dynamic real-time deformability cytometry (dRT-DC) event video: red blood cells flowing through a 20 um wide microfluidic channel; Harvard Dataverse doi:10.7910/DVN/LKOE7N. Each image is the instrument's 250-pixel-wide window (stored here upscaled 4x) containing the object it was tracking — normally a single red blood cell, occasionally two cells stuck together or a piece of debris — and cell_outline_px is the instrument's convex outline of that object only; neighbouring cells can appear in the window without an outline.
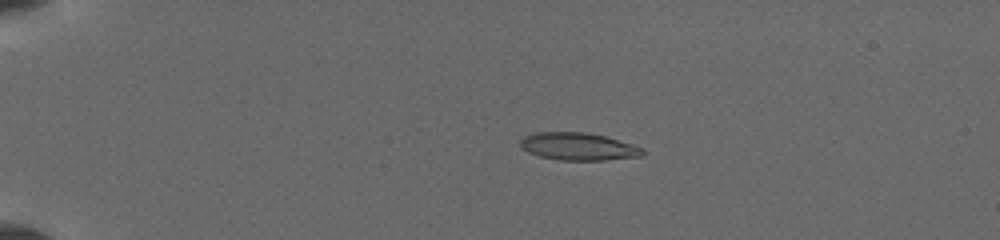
{"species": "common noctule bat (a hibernating species)", "species_latin": "Nyctalus noctula", "temperature_condition": "cold", "stored_images_in_passage": 39, "camera_frame_rate_fps": 3000, "um_per_image_px": 0.085, "animal": {"sex": "female", "body_mass_g": 19.5, "forearm_length_mm": 54.1}, "frame": {"image": 1, "passage_image": 1, "time_ms": 0.0, "image_size_px": [1000, 240], "cell_outline_px": [[648, 152], [640, 156], [604, 160], [560, 160], [540, 156], [528, 152], [520, 148], [520, 140], [524, 136], [536, 132], [584, 132], [604, 136], [644, 148]], "centroid_in_image_um": [49.14, 12.45], "position_along_channel_um": 35.9, "area_um2": 19.59}}
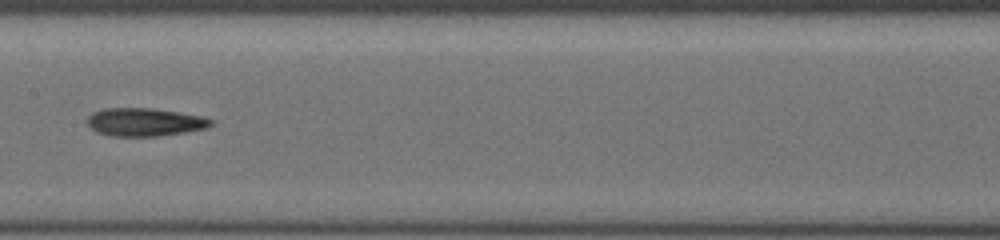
{"frame": {"image": 2, "passage_image": 18, "time_ms": 5.667, "image_size_px": [1000, 240], "cell_outline_px": [[212, 124], [208, 128], [184, 132], [156, 136], [112, 136], [96, 132], [88, 124], [88, 116], [92, 112], [104, 108], [152, 108], [200, 116], [212, 120]], "centroid_in_image_um": [12.26, 10.37], "position_along_channel_um": 195.1, "area_um2": 20.06}}
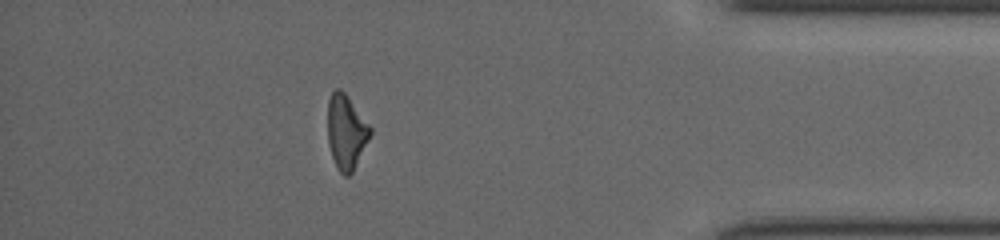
{"frame": {"image": 3, "passage_image": 34, "time_ms": 11.667, "image_size_px": [1000, 240], "cell_outline_px": [[372, 132], [352, 172], [348, 176], [344, 176], [336, 168], [328, 144], [328, 100], [332, 92], [336, 88], [340, 88], [348, 96], [372, 128]], "centroid_in_image_um": [29.41, 11.2], "position_along_channel_um": 405.8, "area_um2": 18.38}}